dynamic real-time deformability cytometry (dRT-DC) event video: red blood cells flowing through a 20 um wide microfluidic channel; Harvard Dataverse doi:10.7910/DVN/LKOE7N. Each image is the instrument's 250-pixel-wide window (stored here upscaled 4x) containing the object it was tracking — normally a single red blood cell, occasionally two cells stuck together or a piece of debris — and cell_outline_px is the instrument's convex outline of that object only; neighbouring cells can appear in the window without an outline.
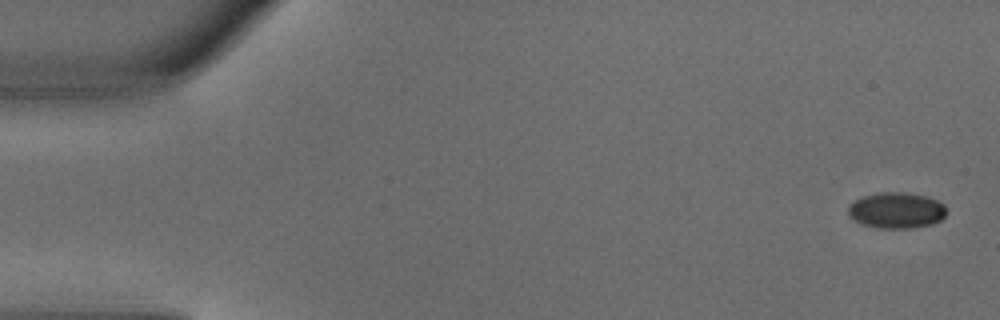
{"species": "common noctule bat (a hibernating species)", "species_latin": "Nyctalus noctula", "temperature_condition": "warm", "stored_images_in_passage": 4, "camera_frame_rate_fps": 3000, "um_per_image_px": 0.085, "animal": {"sex": "male", "body_mass_g": 18.8}, "frame": {"image": 1, "passage_image": 1, "time_ms": 0.0, "image_size_px": [1000, 320], "cell_outline_px": [[948, 212], [940, 220], [932, 224], [912, 228], [880, 228], [864, 224], [848, 216], [848, 208], [856, 200], [864, 196], [880, 192], [908, 192], [924, 196], [936, 200], [944, 204]], "centroid_in_image_um": [76.23, 17.88], "position_along_channel_um": 8.8, "area_um2": 20.46}}
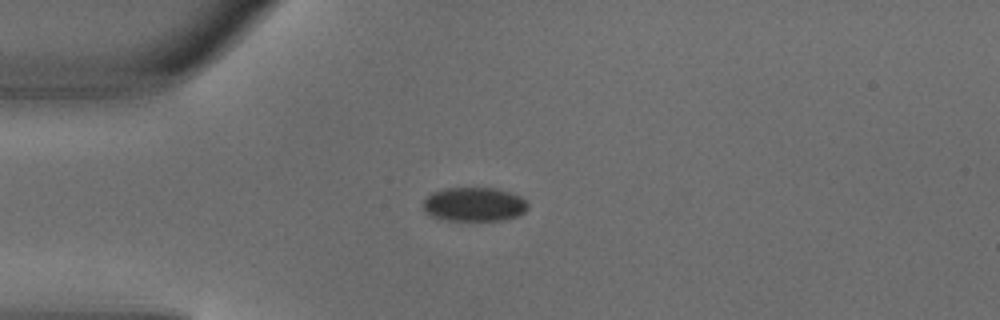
{"frame": {"image": 2, "passage_image": 4, "time_ms": 1.0, "image_size_px": [1000, 320], "cell_outline_px": [[528, 208], [524, 212], [516, 216], [500, 220], [448, 220], [432, 216], [424, 212], [420, 204], [432, 192], [448, 188], [492, 188], [508, 192], [520, 196], [528, 204]], "centroid_in_image_um": [40.25, 17.37], "position_along_channel_um": 44.7, "area_um2": 20.63}}